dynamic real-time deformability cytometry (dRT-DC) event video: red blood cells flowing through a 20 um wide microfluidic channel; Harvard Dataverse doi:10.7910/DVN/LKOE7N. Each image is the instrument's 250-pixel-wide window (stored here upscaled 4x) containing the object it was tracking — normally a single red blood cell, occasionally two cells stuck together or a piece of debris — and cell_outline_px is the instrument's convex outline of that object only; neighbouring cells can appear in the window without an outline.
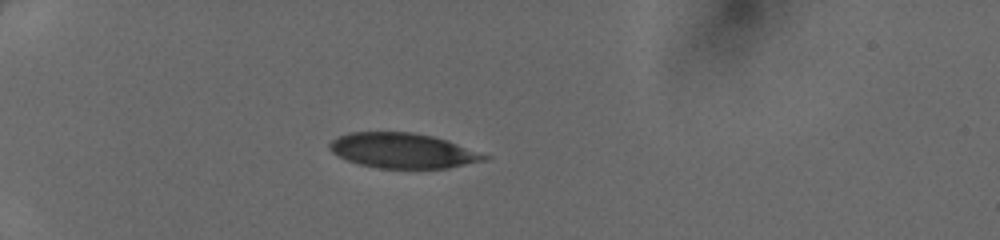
{"species": "human", "species_latin": "Homo sapiens", "temperature_condition": "cold", "stored_images_in_passage": 34, "camera_frame_rate_fps": 3000, "um_per_image_px": 0.085, "donor": {"sex": "female"}, "frame": {"image": 1, "passage_image": 1, "time_ms": 0.0, "image_size_px": [1000, 240], "cell_outline_px": [[492, 156], [488, 160], [448, 168], [380, 168], [360, 164], [348, 160], [332, 152], [328, 148], [328, 144], [332, 140], [340, 136], [352, 132], [412, 132], [432, 136]], "centroid_in_image_um": [34.26, 12.81], "position_along_channel_um": 50.7, "area_um2": 31.33}}
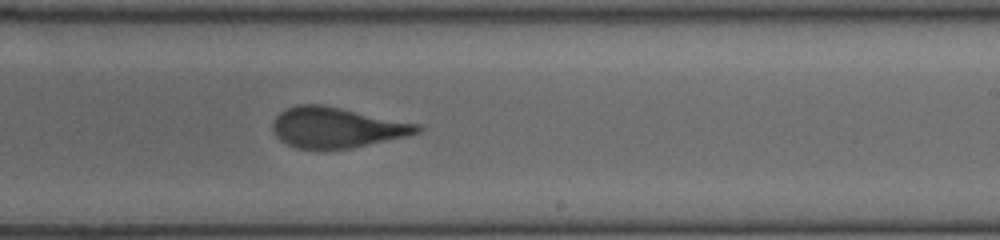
{"frame": {"image": 2, "passage_image": 18, "time_ms": 5.667, "image_size_px": [1000, 240], "cell_outline_px": [[424, 128], [420, 132], [404, 136], [352, 148], [296, 148], [280, 140], [276, 136], [272, 128], [272, 120], [280, 112], [296, 104], [324, 104], [420, 124]], "centroid_in_image_um": [28.6, 10.81], "position_along_channel_um": 260.4, "area_um2": 33.99}}
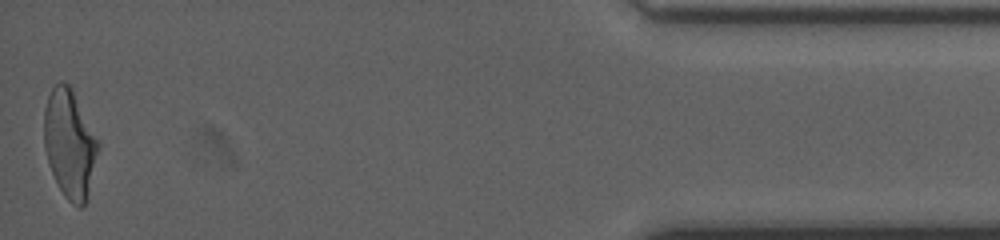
{"frame": {"image": 3, "passage_image": 34, "time_ms": 11.0, "image_size_px": [1000, 240], "cell_outline_px": [[100, 148], [88, 200], [80, 208], [72, 204], [64, 196], [52, 172], [44, 148], [44, 108], [48, 96], [52, 88], [60, 80], [68, 84], [72, 88], [100, 144]], "centroid_in_image_um": [5.94, 12.24], "position_along_channel_um": 429.3, "area_um2": 34.39}}